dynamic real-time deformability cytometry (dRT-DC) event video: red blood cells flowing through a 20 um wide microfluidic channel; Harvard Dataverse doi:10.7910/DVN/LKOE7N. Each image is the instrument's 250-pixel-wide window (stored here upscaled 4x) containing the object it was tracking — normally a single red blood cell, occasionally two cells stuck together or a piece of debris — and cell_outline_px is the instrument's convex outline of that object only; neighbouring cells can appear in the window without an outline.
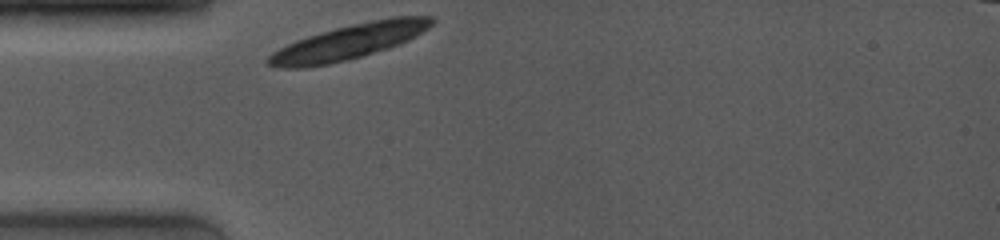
{"species": "common noctule bat (a hibernating species)", "species_latin": "Nyctalus noctula", "temperature_condition": "room temperature", "stored_images_in_passage": 1, "camera_frame_rate_fps": 4000, "um_per_image_px": 0.085, "animal": {"sex": "female", "body_mass_g": 19.0, "forearm_length_mm": 53.3}, "frame": {"image": 1, "passage_image": 1, "time_ms": 0.0, "image_size_px": [1000, 240], "cell_outline_px": [[436, 20], [428, 28], [408, 40], [388, 48], [360, 56], [328, 64], [304, 68], [280, 68], [268, 64], [264, 60], [272, 52], [296, 40], [308, 36], [336, 28], [352, 24], [392, 16], [432, 16]], "centroid_in_image_um": [29.64, 3.55], "position_along_channel_um": 55.4, "area_um2": 32.89}}